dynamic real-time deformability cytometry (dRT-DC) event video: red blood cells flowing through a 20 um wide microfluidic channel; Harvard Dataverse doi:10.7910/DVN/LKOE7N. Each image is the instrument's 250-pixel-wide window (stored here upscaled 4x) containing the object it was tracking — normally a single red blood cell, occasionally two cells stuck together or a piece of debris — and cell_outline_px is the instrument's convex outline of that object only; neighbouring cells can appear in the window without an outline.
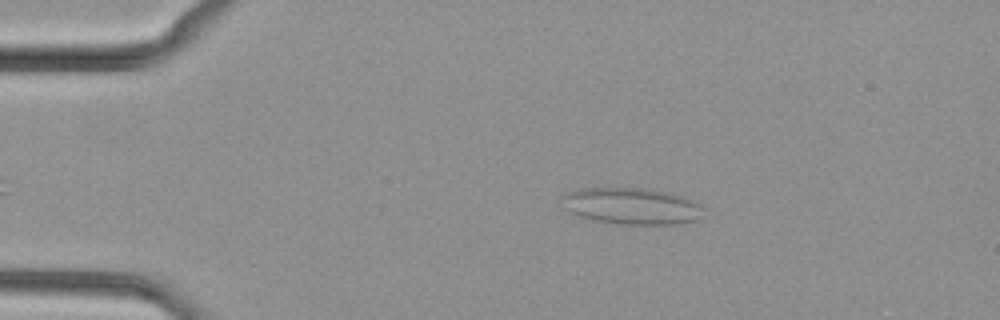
{"species": "common noctule bat (a hibernating species)", "species_latin": "Nyctalus noctula", "temperature_condition": "cold", "stored_images_in_passage": 39, "camera_frame_rate_fps": 3000, "um_per_image_px": 0.085, "animal": {"sex": "female", "body_mass_g": 29.2, "forearm_length_mm": 56.3}, "frame": {"image": 1, "passage_image": 6, "time_ms": 1.667, "image_size_px": [1000, 320], "cell_outline_px": [[704, 208], [700, 220], [676, 224], [620, 224], [596, 220], [576, 216], [564, 208], [564, 196], [568, 192], [580, 188], [644, 188], [680, 196], [692, 200]], "centroid_in_image_um": [53.7, 17.53], "position_along_channel_um": 31.3, "area_um2": 29.88}}
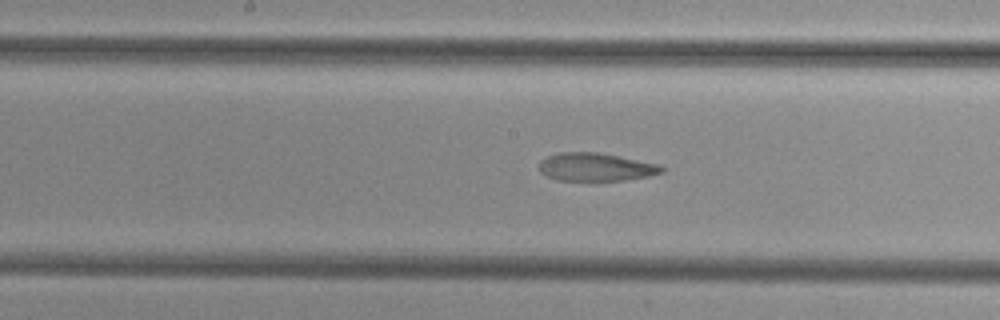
{"frame": {"image": 2, "passage_image": 22, "time_ms": 7.0, "image_size_px": [1000, 320], "cell_outline_px": [[664, 172], [648, 176], [624, 180], [556, 180], [540, 172], [540, 160], [548, 156], [560, 152], [596, 152], [660, 164], [664, 168]], "centroid_in_image_um": [50.65, 14.19], "position_along_channel_um": 197.6, "area_um2": 19.88}}
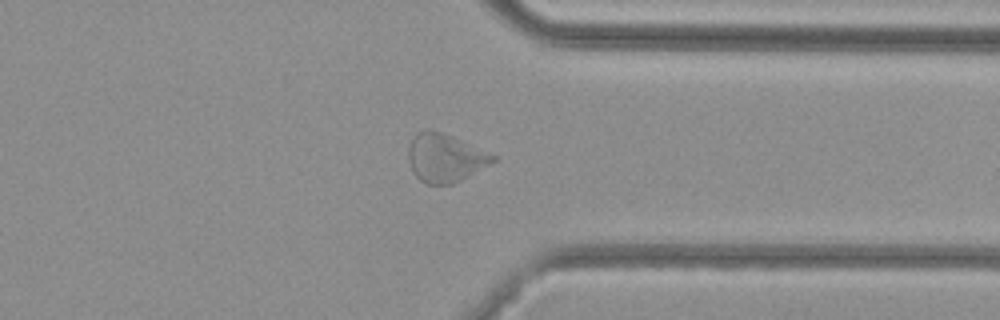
{"frame": {"image": 3, "passage_image": 35, "time_ms": 11.333, "image_size_px": [1000, 320], "cell_outline_px": [[496, 160], [460, 180], [452, 184], [428, 184], [420, 180], [412, 172], [408, 160], [408, 148], [412, 136], [416, 132], [424, 128], [428, 128], [452, 136], [496, 156]], "centroid_in_image_um": [37.76, 13.4], "position_along_channel_um": 373.6, "area_um2": 23.64}}